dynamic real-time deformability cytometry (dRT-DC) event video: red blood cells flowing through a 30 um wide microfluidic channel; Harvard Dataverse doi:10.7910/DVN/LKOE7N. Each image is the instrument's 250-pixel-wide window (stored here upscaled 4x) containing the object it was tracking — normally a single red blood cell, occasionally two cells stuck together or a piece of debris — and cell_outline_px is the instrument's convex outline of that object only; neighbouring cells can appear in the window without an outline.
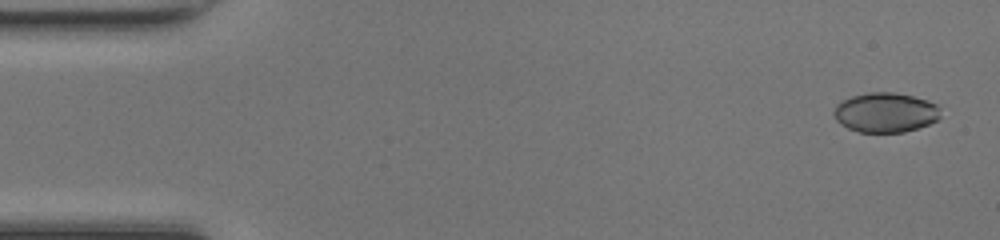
{"species": "common noctule bat (a hibernating species)", "species_latin": "Nyctalus noctula", "temperature_condition": "room temperature", "stored_images_in_passage": 48, "camera_frame_rate_fps": 3000, "um_per_image_px": 0.085, "animal": {"sex": "female", "body_mass_g": 17.0, "forearm_length_mm": 48.0}, "frame": {"image": 1, "passage_image": 2, "time_ms": 0.333, "image_size_px": [1000, 240], "cell_outline_px": [[940, 116], [936, 120], [928, 124], [904, 132], [860, 132], [848, 128], [840, 124], [836, 120], [832, 112], [836, 104], [840, 100], [852, 96], [868, 92], [892, 92], [912, 96], [928, 100], [936, 104], [940, 108]], "centroid_in_image_um": [75.23, 9.55], "position_along_channel_um": 9.8, "area_um2": 24.8}}
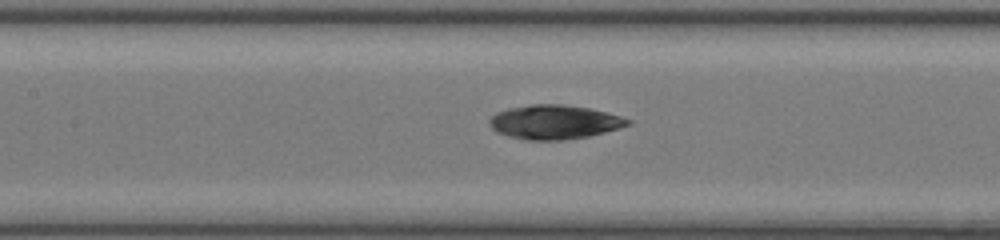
{"frame": {"image": 2, "passage_image": 22, "time_ms": 7.0, "image_size_px": [1000, 240], "cell_outline_px": [[632, 124], [620, 128], [588, 136], [564, 140], [528, 140], [508, 136], [496, 132], [492, 128], [488, 120], [496, 112], [508, 108], [532, 104], [564, 104], [588, 108], [608, 112], [632, 120]], "centroid_in_image_um": [47.13, 10.37], "position_along_channel_um": 160.3, "area_um2": 27.63}}
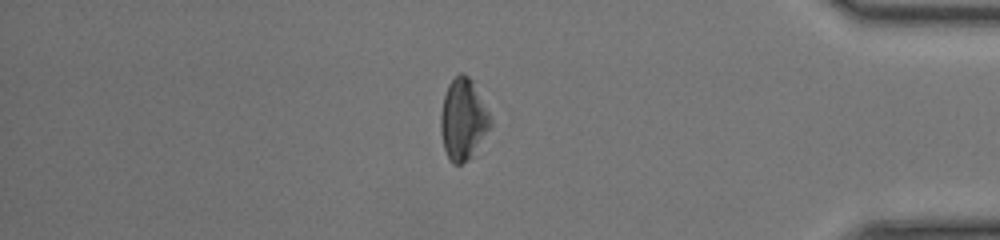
{"frame": {"image": 3, "passage_image": 41, "time_ms": 13.333, "image_size_px": [1000, 240], "cell_outline_px": [[496, 124], [468, 160], [460, 164], [452, 164], [448, 160], [444, 148], [440, 132], [440, 112], [444, 96], [448, 84], [460, 72], [464, 72], [472, 80]], "centroid_in_image_um": [39.4, 10.16], "position_along_channel_um": 395.8, "area_um2": 24.22}, "authors_computed_cell_mechanics": {"area_um2": 26.2701, "velocity_mm_per_s": 4.2701, "shape_relaxation_time_tau1_ms": 5.0783, "shape_relaxation_time_tau2_ms": 10.8753, "deformation_change_tau1": 0.1012, "deformation_change_tau2": 0.2572}}